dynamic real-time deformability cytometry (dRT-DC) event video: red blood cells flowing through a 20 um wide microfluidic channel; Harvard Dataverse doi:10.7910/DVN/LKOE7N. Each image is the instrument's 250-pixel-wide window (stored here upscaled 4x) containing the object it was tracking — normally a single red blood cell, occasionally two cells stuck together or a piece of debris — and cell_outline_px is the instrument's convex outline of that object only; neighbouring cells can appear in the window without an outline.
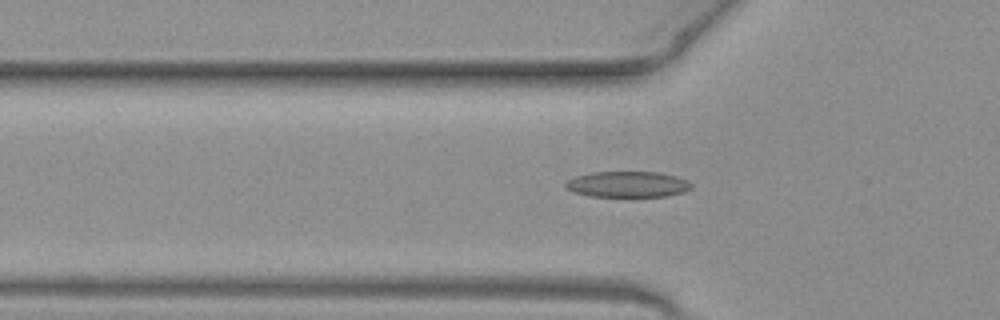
{"species": "common noctule bat (a hibernating species)", "species_latin": "Nyctalus noctula", "temperature_condition": "warm", "stored_images_in_passage": 45, "camera_frame_rate_fps": 3000, "um_per_image_px": 0.085, "animal": {"sex": "female", "body_mass_g": 19.3, "forearm_length_mm": 54.1}, "frame": {"image": 1, "passage_image": 14, "time_ms": 4.333, "image_size_px": [1000, 320], "cell_outline_px": [[692, 188], [684, 192], [668, 196], [592, 196], [572, 192], [564, 188], [564, 184], [568, 180], [576, 176], [592, 172], [656, 172], [676, 176], [692, 184]], "centroid_in_image_um": [53.32, 15.67], "position_along_channel_um": 72.5, "area_um2": 18.9}}
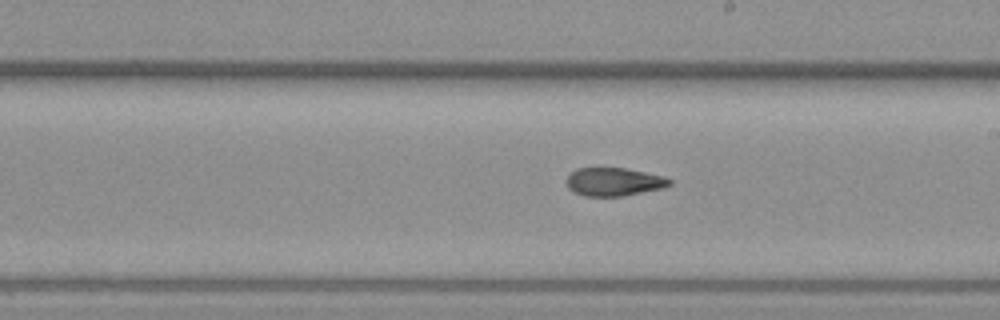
{"frame": {"image": 2, "passage_image": 26, "time_ms": 8.333, "image_size_px": [1000, 320], "cell_outline_px": [[672, 184], [664, 188], [620, 196], [584, 196], [572, 192], [568, 188], [564, 180], [576, 168], [624, 168], [664, 176], [672, 180]], "centroid_in_image_um": [52.15, 15.46], "position_along_channel_um": 236.8, "area_um2": 17.05}}
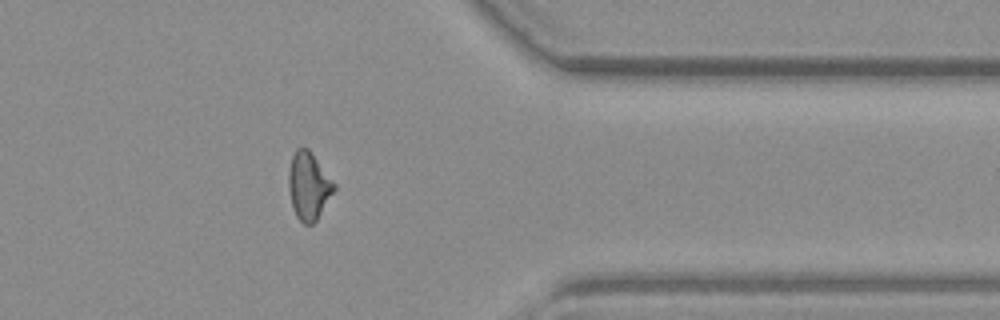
{"frame": {"image": 3, "passage_image": 38, "time_ms": 12.333, "image_size_px": [1000, 320], "cell_outline_px": [[336, 188], [316, 220], [312, 224], [304, 224], [296, 216], [292, 204], [288, 188], [288, 168], [292, 156], [296, 148], [308, 148], [336, 184]], "centroid_in_image_um": [26.22, 15.78], "position_along_channel_um": 385.2, "area_um2": 17.8}}